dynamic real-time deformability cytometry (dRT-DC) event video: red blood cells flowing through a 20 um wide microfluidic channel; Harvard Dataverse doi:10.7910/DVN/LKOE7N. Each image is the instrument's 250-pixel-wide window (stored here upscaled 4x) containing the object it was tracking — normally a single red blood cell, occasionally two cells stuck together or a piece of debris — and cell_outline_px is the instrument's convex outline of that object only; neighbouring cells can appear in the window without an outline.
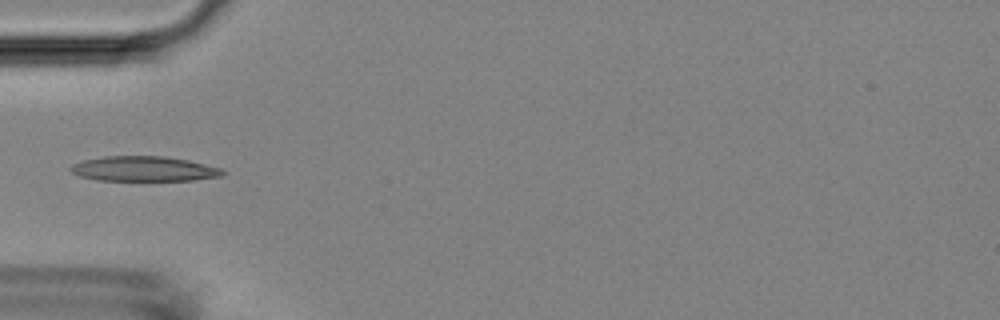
{"species": "Egyptian fruit bat (a non-hibernating species)", "species_latin": "Rousettus aegyptiacus", "temperature_condition": "room temperature", "stored_images_in_passage": 25, "camera_frame_rate_fps": 3000, "um_per_image_px": 0.085, "animal": {"sex": "female"}, "frame": {"image": 1, "passage_image": 1, "time_ms": 0.0, "image_size_px": [1000, 320], "cell_outline_px": [[224, 176], [196, 180], [96, 180], [80, 176], [72, 172], [68, 168], [72, 164], [84, 160], [104, 156], [164, 156], [188, 160], [220, 168], [224, 172]], "centroid_in_image_um": [12.22, 14.35], "position_along_channel_um": 72.8, "area_um2": 22.08}}
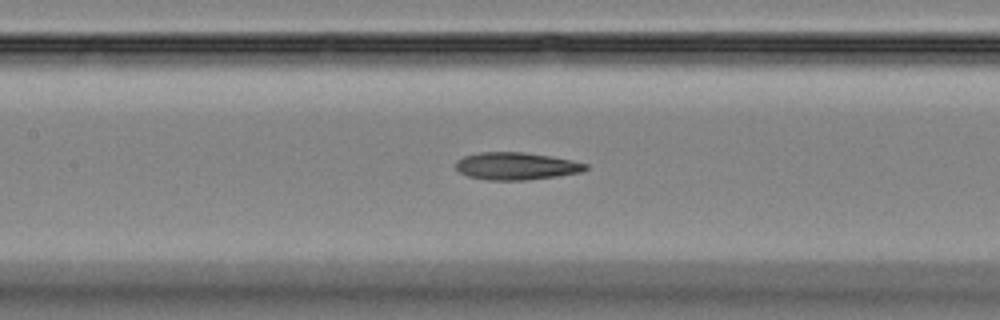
{"frame": {"image": 2, "passage_image": 8, "time_ms": 2.333, "image_size_px": [1000, 320], "cell_outline_px": [[588, 168], [584, 172], [528, 180], [488, 180], [468, 176], [460, 172], [456, 168], [456, 160], [464, 156], [480, 152], [524, 152], [552, 156], [572, 160], [588, 164]], "centroid_in_image_um": [43.91, 14.11], "position_along_channel_um": 163.5, "area_um2": 20.87}}
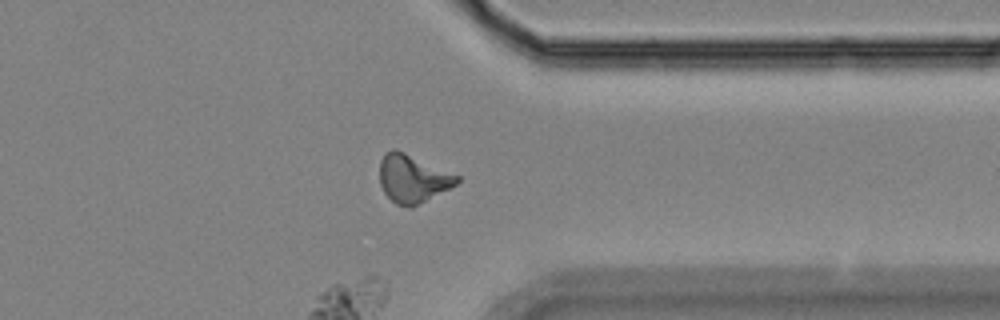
{"frame": {"image": 3, "passage_image": 25, "time_ms": 8.0, "image_size_px": [1000, 320], "cell_outline_px": [[460, 180], [456, 184], [412, 208], [408, 208], [396, 204], [384, 192], [380, 184], [380, 160], [384, 152], [392, 148], [396, 148], [460, 176]], "centroid_in_image_um": [35.05, 15.16], "position_along_channel_um": 376.3, "area_um2": 21.68}}